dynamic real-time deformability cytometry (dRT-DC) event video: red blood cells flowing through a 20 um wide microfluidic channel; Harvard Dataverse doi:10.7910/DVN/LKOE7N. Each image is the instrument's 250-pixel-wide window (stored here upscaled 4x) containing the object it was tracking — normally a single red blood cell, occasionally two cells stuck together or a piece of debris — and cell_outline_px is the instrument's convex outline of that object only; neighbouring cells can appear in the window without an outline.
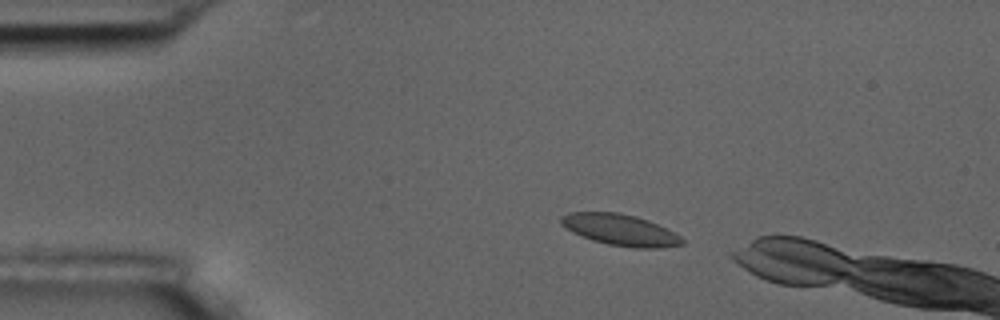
{"species": "common noctule bat (a hibernating species)", "species_latin": "Nyctalus noctula", "temperature_condition": "room temperature", "stored_images_in_passage": 3, "camera_frame_rate_fps": 3000, "um_per_image_px": 0.085, "animal": {"sex": "male", "body_mass_g": 17.5, "forearm_length_mm": 52.3}, "frame": {"image": 1, "passage_image": 1, "time_ms": 0.0, "image_size_px": [1000, 320], "cell_outline_px": [[684, 244], [664, 248], [632, 248], [608, 244], [592, 240], [572, 232], [560, 224], [560, 216], [568, 212], [616, 212], [636, 216], [648, 220], [668, 228], [680, 236], [684, 240]], "centroid_in_image_um": [52.74, 19.54], "position_along_channel_um": 32.3, "area_um2": 22.31}}